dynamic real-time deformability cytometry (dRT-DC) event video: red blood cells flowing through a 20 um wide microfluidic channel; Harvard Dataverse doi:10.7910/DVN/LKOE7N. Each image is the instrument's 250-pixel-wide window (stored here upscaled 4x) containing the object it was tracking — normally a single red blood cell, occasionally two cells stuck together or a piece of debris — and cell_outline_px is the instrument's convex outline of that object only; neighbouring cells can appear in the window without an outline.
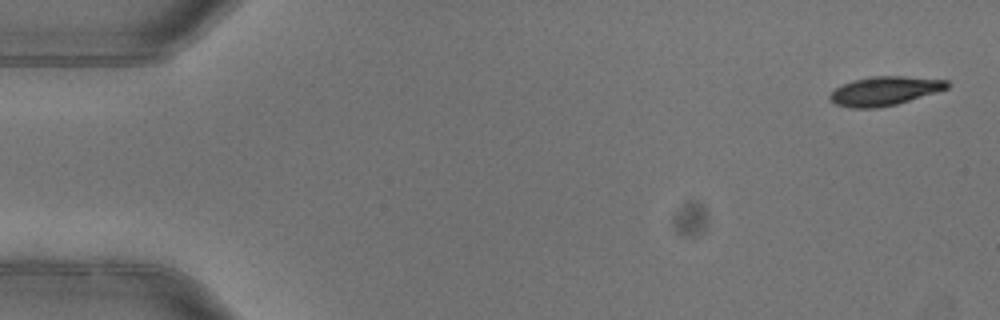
{"species": "common noctule bat (a hibernating species)", "species_latin": "Nyctalus noctula", "temperature_condition": "warm", "stored_images_in_passage": 4, "camera_frame_rate_fps": 3000, "um_per_image_px": 0.085, "animal": {"sex": "female"}, "frame": {"image": 1, "passage_image": 1, "time_ms": 0.0, "image_size_px": [1000, 320], "cell_outline_px": [[948, 88], [936, 92], [896, 104], [876, 108], [852, 108], [836, 104], [828, 96], [836, 88], [844, 84], [856, 80], [872, 76], [904, 76], [948, 80]], "centroid_in_image_um": [75.2, 7.73], "position_along_channel_um": 9.8, "area_um2": 19.42}}